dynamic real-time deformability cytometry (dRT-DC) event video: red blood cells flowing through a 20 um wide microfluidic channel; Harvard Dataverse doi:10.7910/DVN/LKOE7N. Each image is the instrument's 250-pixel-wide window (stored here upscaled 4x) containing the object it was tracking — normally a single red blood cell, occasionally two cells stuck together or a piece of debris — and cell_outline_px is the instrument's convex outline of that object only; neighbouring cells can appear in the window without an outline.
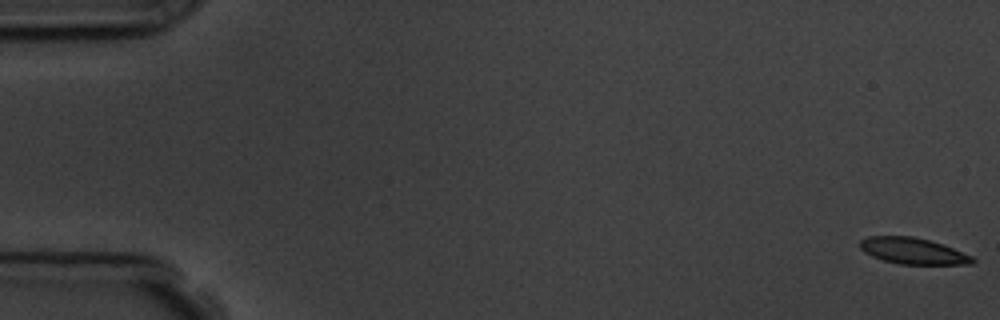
{"species": "common noctule bat (a hibernating species)", "species_latin": "Nyctalus noctula", "temperature_condition": "room temperature", "stored_images_in_passage": 57, "camera_frame_rate_fps": 3000, "um_per_image_px": 0.085, "animal": {"sex": "male", "body_mass_g": 19.5, "forearm_length_mm": 54.6}, "frame": {"image": 1, "passage_image": 1, "time_ms": 0.0, "image_size_px": [1000, 320], "cell_outline_px": [[976, 260], [972, 264], [900, 264], [884, 260], [872, 256], [864, 252], [860, 248], [860, 240], [868, 236], [912, 236], [944, 244], [972, 256]], "centroid_in_image_um": [77.6, 21.32], "position_along_channel_um": 7.4, "area_um2": 17.17}}
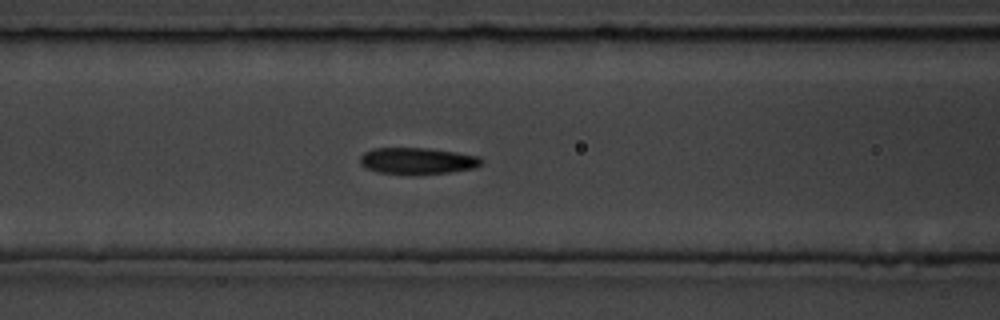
{"frame": {"image": 2, "passage_image": 24, "time_ms": 7.667, "image_size_px": [1000, 320], "cell_outline_px": [[484, 160], [476, 168], [448, 172], [416, 176], [404, 176], [376, 172], [364, 168], [360, 164], [360, 156], [364, 152], [372, 148], [428, 148], [456, 152], [480, 156]], "centroid_in_image_um": [35.44, 13.7], "position_along_channel_um": 131.2, "area_um2": 19.48}}
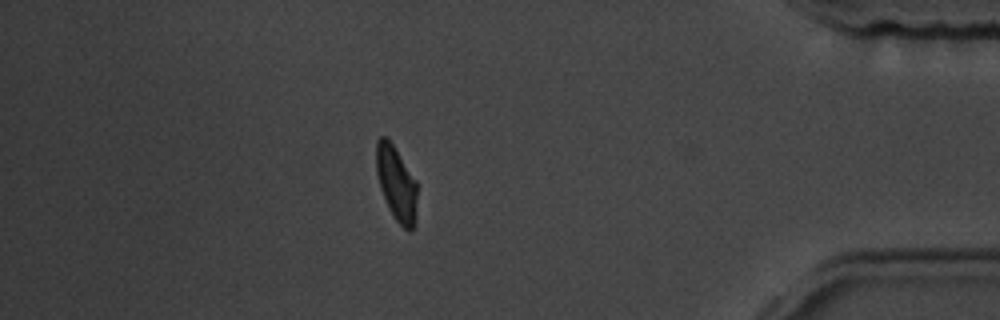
{"frame": {"image": 3, "passage_image": 50, "time_ms": 16.333, "image_size_px": [1000, 320], "cell_outline_px": [[416, 224], [408, 232], [392, 216], [380, 188], [376, 172], [376, 140], [380, 136], [384, 136], [392, 144], [416, 180]], "centroid_in_image_um": [33.68, 15.62], "position_along_channel_um": 401.5, "area_um2": 17.69}, "authors_computed_cell_mechanics": {"area_um2": 18.496, "velocity_mm_per_s": 3.5906, "shape_relaxation_time_tau1_ms": 3.5412, "shape_relaxation_time_tau2_ms": 1.1024, "deformation_change_tau1": 0.1498, "deformation_change_tau2": 0.056}}